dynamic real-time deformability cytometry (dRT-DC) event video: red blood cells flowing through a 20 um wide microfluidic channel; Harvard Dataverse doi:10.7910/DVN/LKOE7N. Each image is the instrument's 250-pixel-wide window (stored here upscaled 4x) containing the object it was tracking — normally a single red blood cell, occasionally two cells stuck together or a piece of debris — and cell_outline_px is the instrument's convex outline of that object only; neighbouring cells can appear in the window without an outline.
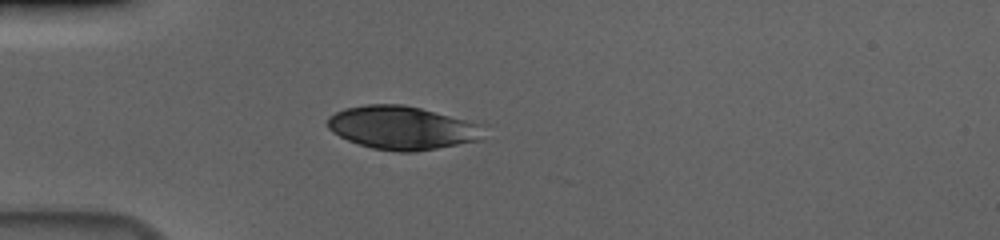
{"species": "human", "species_latin": "Homo sapiens", "temperature_condition": "cold", "stored_images_in_passage": 41, "camera_frame_rate_fps": 3000, "um_per_image_px": 0.085, "donor": {"sex": "male"}, "frame": {"image": 1, "passage_image": 1, "time_ms": 0.0, "image_size_px": [1000, 240], "cell_outline_px": [[488, 124], [484, 140], [416, 152], [400, 152], [372, 148], [348, 140], [332, 132], [328, 128], [328, 116], [344, 108], [368, 104], [404, 104]], "centroid_in_image_um": [34.31, 10.86], "position_along_channel_um": 50.7, "area_um2": 40.34}}
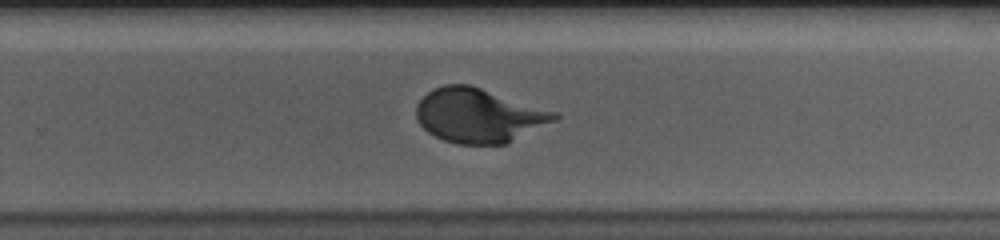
{"frame": {"image": 2, "passage_image": 22, "time_ms": 7.0, "image_size_px": [1000, 240], "cell_outline_px": [[560, 116], [556, 120], [508, 144], [460, 144], [444, 140], [428, 132], [420, 124], [416, 116], [416, 104], [428, 92], [444, 84], [472, 84], [556, 112]], "centroid_in_image_um": [40.71, 9.81], "position_along_channel_um": 289.1, "area_um2": 43.7}}
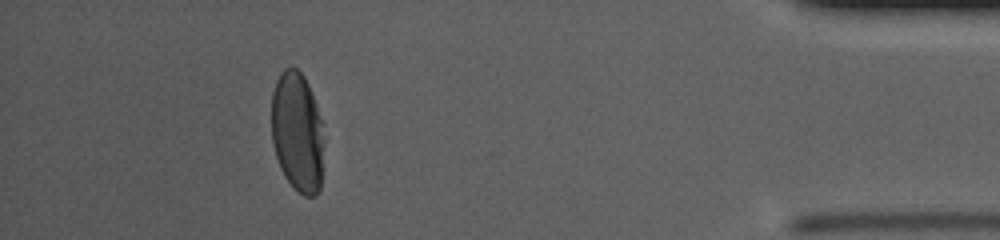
{"frame": {"image": 3, "passage_image": 36, "time_ms": 11.667, "image_size_px": [1000, 240], "cell_outline_px": [[324, 144], [320, 188], [316, 196], [304, 196], [284, 176], [280, 168], [272, 144], [272, 92], [276, 80], [280, 72], [284, 68], [292, 64], [304, 76], [308, 84], [316, 104], [320, 116], [324, 140]], "centroid_in_image_um": [25.27, 11.19], "position_along_channel_um": 409.9, "area_um2": 36.99}}